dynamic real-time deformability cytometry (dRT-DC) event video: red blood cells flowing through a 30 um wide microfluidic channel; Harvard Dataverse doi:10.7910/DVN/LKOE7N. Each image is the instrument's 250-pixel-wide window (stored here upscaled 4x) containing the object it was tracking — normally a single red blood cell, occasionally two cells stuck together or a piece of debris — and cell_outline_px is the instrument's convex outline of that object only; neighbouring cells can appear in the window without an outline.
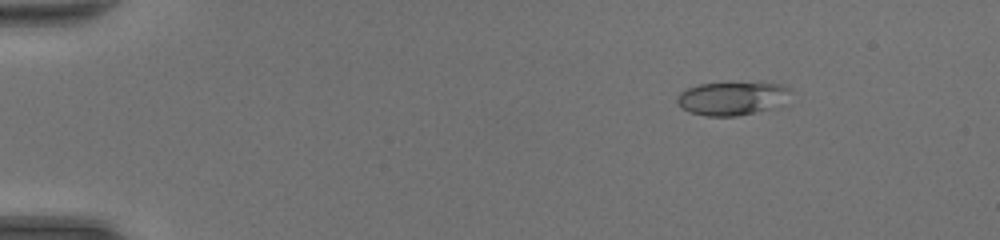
{"species": "common noctule bat (a hibernating species)", "species_latin": "Nyctalus noctula", "temperature_condition": "room temperature", "stored_images_in_passage": 47, "camera_frame_rate_fps": 3000, "um_per_image_px": 0.085, "animal": {"sex": "female", "body_mass_g": 20.0, "forearm_length_mm": 54.0}, "frame": {"image": 1, "passage_image": 6, "time_ms": 1.667, "image_size_px": [1000, 240], "cell_outline_px": [[792, 92], [788, 104], [784, 108], [736, 116], [704, 116], [688, 112], [676, 100], [676, 96], [680, 92], [696, 84], [780, 84], [792, 88]], "centroid_in_image_um": [62.37, 8.4], "position_along_channel_um": 22.6, "area_um2": 22.6}}
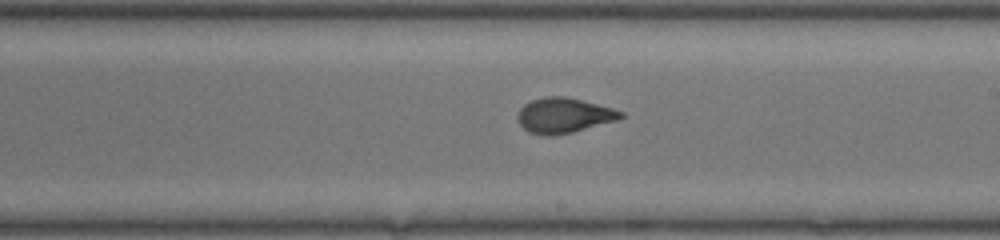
{"frame": {"image": 2, "passage_image": 28, "time_ms": 9.0, "image_size_px": [1000, 240], "cell_outline_px": [[624, 116], [616, 120], [572, 132], [552, 136], [544, 136], [528, 132], [520, 124], [516, 116], [520, 108], [524, 104], [532, 100], [544, 96], [564, 96], [612, 108], [624, 112]], "centroid_in_image_um": [47.88, 9.81], "position_along_channel_um": 241.1, "area_um2": 20.98}}
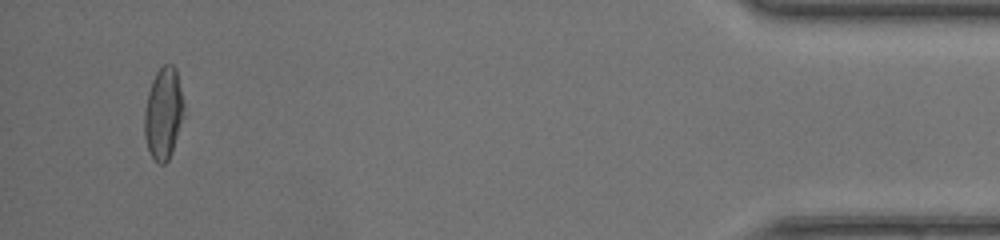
{"frame": {"image": 3, "passage_image": 45, "time_ms": 14.667, "image_size_px": [1000, 240], "cell_outline_px": [[184, 116], [172, 152], [168, 160], [164, 164], [160, 164], [152, 156], [148, 148], [144, 136], [144, 112], [148, 92], [152, 80], [156, 72], [164, 64], [172, 64], [176, 68], [184, 100]], "centroid_in_image_um": [13.9, 9.61], "position_along_channel_um": 421.3, "area_um2": 21.27}, "authors_computed_cell_mechanics": {"area_um2": 21.2704, "velocity_mm_per_s": 4.4088, "shape_relaxation_time_tau1_ms": 7.6213, "shape_relaxation_time_tau2_ms": 0.7442, "deformation_change_tau1": 0.2584, "deformation_change_tau2": 0.0737}}